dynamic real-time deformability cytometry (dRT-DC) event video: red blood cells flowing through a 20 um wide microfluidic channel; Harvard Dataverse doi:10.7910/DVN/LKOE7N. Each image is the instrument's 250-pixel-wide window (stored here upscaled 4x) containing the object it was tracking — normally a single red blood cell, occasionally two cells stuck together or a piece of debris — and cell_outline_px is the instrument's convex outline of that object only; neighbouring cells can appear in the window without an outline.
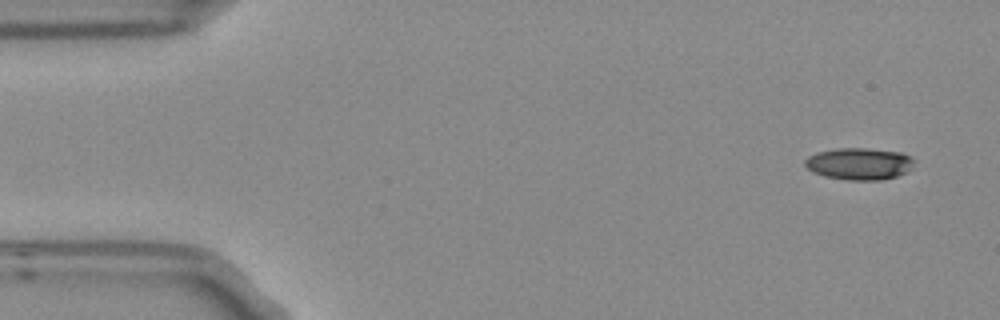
{"species": "Egyptian fruit bat (a non-hibernating species)", "species_latin": "Rousettus aegyptiacus", "temperature_condition": "room temperature", "stored_images_in_passage": 5, "camera_frame_rate_fps": 3000, "um_per_image_px": 0.085, "frame": {"image": 1, "passage_image": 1, "time_ms": 0.0, "image_size_px": [1000, 320], "cell_outline_px": [[916, 160], [908, 172], [896, 176], [880, 180], [848, 180], [824, 176], [812, 172], [804, 164], [804, 160], [808, 156], [816, 152], [836, 148], [868, 148], [900, 152], [912, 156]], "centroid_in_image_um": [73.04, 13.91], "position_along_channel_um": 12.0, "area_um2": 20.58}}